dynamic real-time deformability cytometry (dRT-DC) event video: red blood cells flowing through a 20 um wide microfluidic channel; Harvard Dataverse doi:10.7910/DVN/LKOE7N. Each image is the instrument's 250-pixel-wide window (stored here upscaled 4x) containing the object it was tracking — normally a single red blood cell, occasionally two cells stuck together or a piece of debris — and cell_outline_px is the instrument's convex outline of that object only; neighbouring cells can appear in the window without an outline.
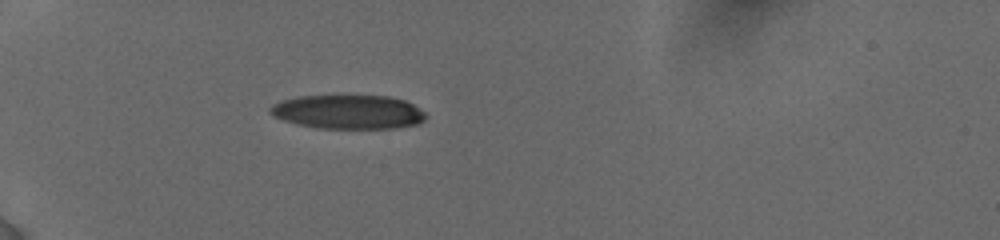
{"species": "human", "species_latin": "Homo sapiens", "temperature_condition": "cold", "stored_images_in_passage": 12, "camera_frame_rate_fps": 3000, "um_per_image_px": 0.085, "donor": {"sex": "female"}, "frame": {"image": 1, "passage_image": 1, "time_ms": 0.0, "image_size_px": [1000, 240], "cell_outline_px": [[428, 116], [420, 124], [392, 128], [316, 128], [296, 124], [272, 116], [268, 112], [268, 108], [272, 104], [280, 100], [296, 96], [388, 96], [404, 100], [412, 104], [424, 112]], "centroid_in_image_um": [29.55, 9.51], "position_along_channel_um": 55.4, "area_um2": 31.04}}
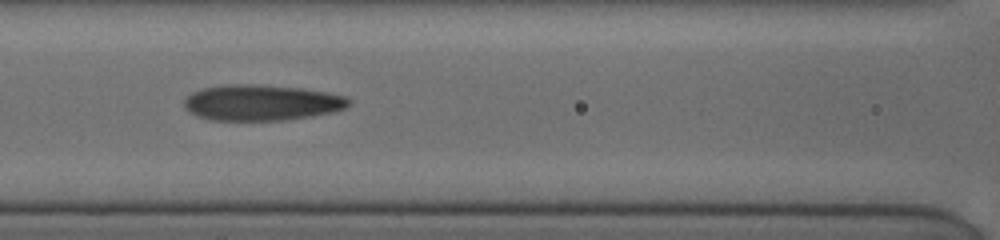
{"frame": {"image": 2, "passage_image": 7, "time_ms": 3.0, "image_size_px": [1000, 240], "cell_outline_px": [[348, 108], [332, 112], [312, 116], [284, 120], [208, 120], [196, 116], [188, 112], [184, 108], [184, 100], [192, 92], [200, 88], [228, 84], [256, 84], [300, 88], [324, 92], [344, 96], [348, 100]], "centroid_in_image_um": [22.16, 8.73], "position_along_channel_um": 144.4, "area_um2": 34.45}}
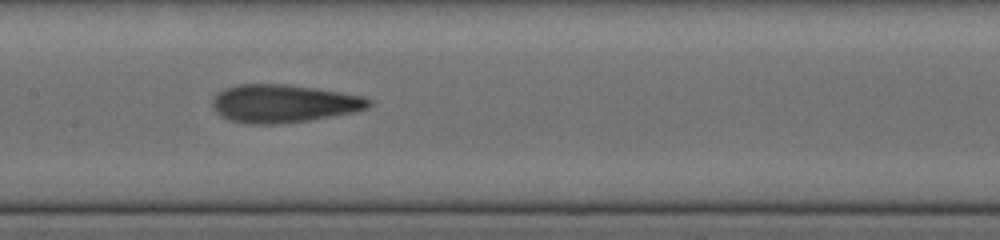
{"frame": {"image": 3, "passage_image": 11, "time_ms": 4.0, "image_size_px": [1000, 240], "cell_outline_px": [[372, 104], [368, 108], [352, 112], [308, 120], [280, 124], [248, 124], [228, 120], [220, 116], [212, 108], [212, 96], [216, 92], [224, 88], [240, 84], [284, 84], [316, 88], [364, 96], [372, 100]], "centroid_in_image_um": [24.05, 8.8], "position_along_channel_um": 183.4, "area_um2": 34.91}}